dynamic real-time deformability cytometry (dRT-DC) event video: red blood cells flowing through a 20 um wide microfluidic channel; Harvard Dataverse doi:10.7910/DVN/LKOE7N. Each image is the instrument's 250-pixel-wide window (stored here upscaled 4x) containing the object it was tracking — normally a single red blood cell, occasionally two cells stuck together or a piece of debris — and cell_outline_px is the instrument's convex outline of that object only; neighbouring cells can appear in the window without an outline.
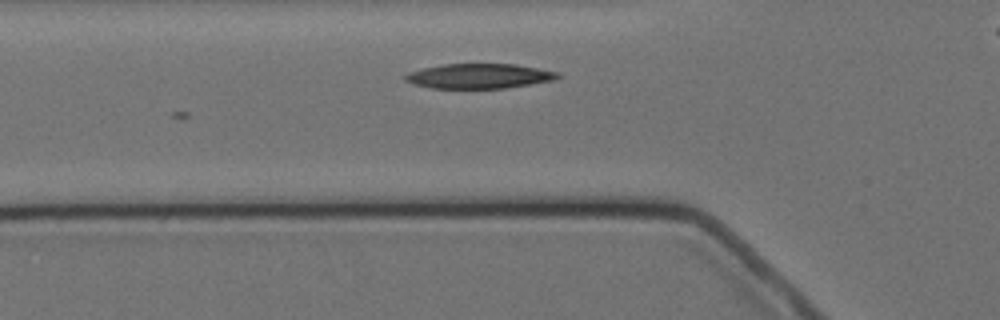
{"species": "Egyptian fruit bat (a non-hibernating species)", "species_latin": "Rousettus aegyptiacus", "temperature_condition": "cold", "stored_images_in_passage": 3, "segment_of_instrument_passage": [1, 2], "camera_frame_rate_fps": 3000, "um_per_image_px": 0.085, "animal": {"sex": "female"}, "frame": {"image": 1, "passage_image": 2, "time_ms": 1.0, "image_size_px": [1000, 320], "cell_outline_px": [[560, 76], [552, 80], [508, 88], [432, 88], [412, 84], [404, 80], [404, 76], [408, 72], [424, 68], [444, 64], [516, 64], [560, 72]], "centroid_in_image_um": [40.71, 6.46], "position_along_channel_um": 85.1, "area_um2": 22.02}}